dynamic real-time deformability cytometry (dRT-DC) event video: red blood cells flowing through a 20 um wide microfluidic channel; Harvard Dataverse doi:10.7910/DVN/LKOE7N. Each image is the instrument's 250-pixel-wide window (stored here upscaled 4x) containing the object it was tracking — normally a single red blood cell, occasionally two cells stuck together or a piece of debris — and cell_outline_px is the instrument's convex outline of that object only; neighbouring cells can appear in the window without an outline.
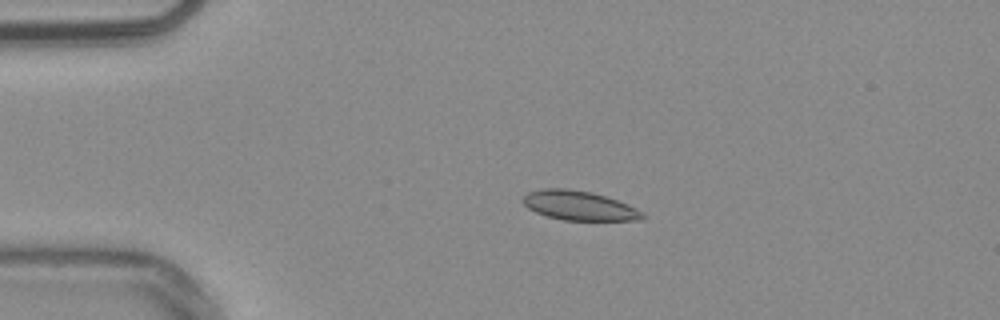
{"species": "common noctule bat (a hibernating species)", "species_latin": "Nyctalus noctula", "temperature_condition": "warm", "stored_images_in_passage": 43, "camera_frame_rate_fps": 3000, "um_per_image_px": 0.085, "animal": {"sex": "male", "body_mass_g": 20.4}, "frame": {"image": 1, "passage_image": 1, "time_ms": 0.0, "image_size_px": [1000, 320], "cell_outline_px": [[648, 216], [644, 220], [564, 220], [548, 216], [536, 212], [528, 208], [520, 200], [528, 192], [544, 188], [568, 188], [592, 192], [628, 204], [644, 212]], "centroid_in_image_um": [49.25, 17.47], "position_along_channel_um": 35.7, "area_um2": 20.58}}
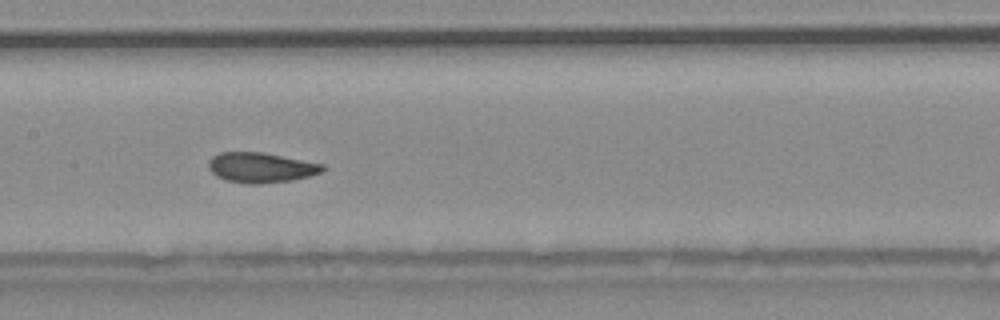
{"frame": {"image": 2, "passage_image": 16, "time_ms": 5.0, "image_size_px": [1000, 320], "cell_outline_px": [[324, 172], [292, 180], [260, 184], [248, 184], [224, 180], [216, 176], [208, 168], [208, 160], [212, 156], [220, 152], [264, 152], [324, 164]], "centroid_in_image_um": [22.16, 14.24], "position_along_channel_um": 185.2, "area_um2": 20.23}}
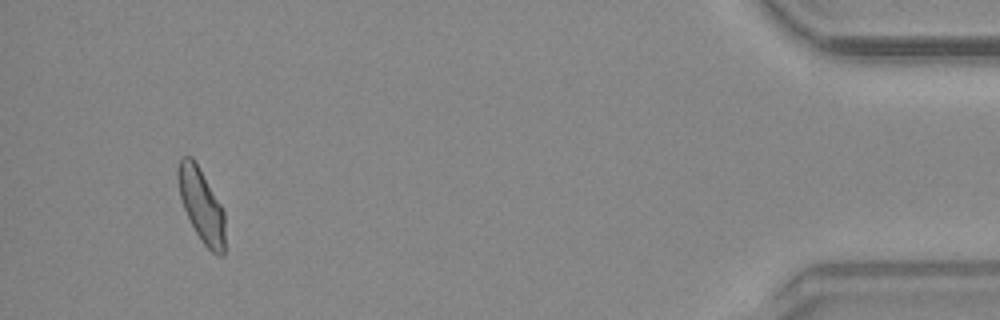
{"frame": {"image": 3, "passage_image": 40, "time_ms": 13.0, "image_size_px": [1000, 320], "cell_outline_px": [[224, 256], [216, 256], [200, 240], [184, 208], [180, 196], [176, 176], [176, 172], [180, 156], [192, 156], [220, 204], [224, 212]], "centroid_in_image_um": [17.1, 17.44], "position_along_channel_um": 418.1, "area_um2": 19.88}, "authors_computed_cell_mechanics": {"area_um2": 20.23, "velocity_mm_per_s": 3.8013, "shape_relaxation_time_tau1_ms": 3.2602, "shape_relaxation_time_tau2_ms": 1.303, "deformation_change_tau1": 0.0936, "deformation_change_tau2": 0.0529}}